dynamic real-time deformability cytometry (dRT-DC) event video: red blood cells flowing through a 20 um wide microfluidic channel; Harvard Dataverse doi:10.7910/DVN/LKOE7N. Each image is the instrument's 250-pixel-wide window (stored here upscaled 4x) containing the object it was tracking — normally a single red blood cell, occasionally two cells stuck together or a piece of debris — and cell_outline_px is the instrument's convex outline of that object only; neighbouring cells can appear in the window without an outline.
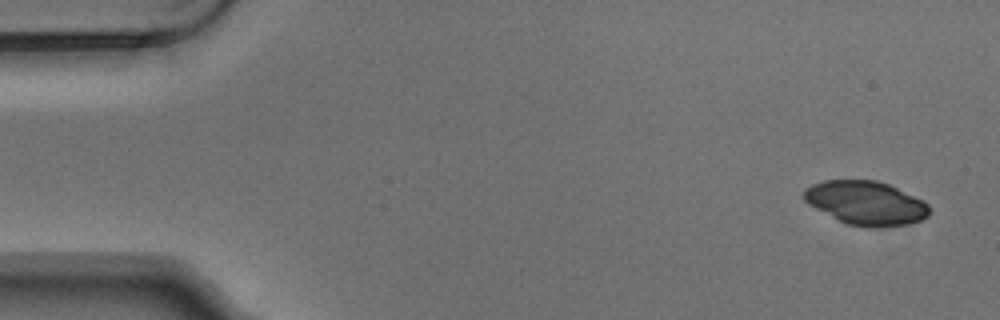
{"species": "Egyptian fruit bat (a non-hibernating species)", "species_latin": "Rousettus aegyptiacus", "temperature_condition": "warm", "stored_images_in_passage": 3, "camera_frame_rate_fps": 3000, "um_per_image_px": 0.085, "animal": {"sex": "male"}, "frame": {"image": 1, "passage_image": 1, "time_ms": 0.0, "image_size_px": [1000, 320], "cell_outline_px": [[928, 216], [920, 220], [908, 224], [872, 228], [864, 228], [848, 224], [808, 204], [804, 200], [804, 188], [812, 184], [824, 180], [876, 180], [888, 184], [924, 200], [928, 204]], "centroid_in_image_um": [73.6, 17.25], "position_along_channel_um": 11.4, "area_um2": 31.91}}
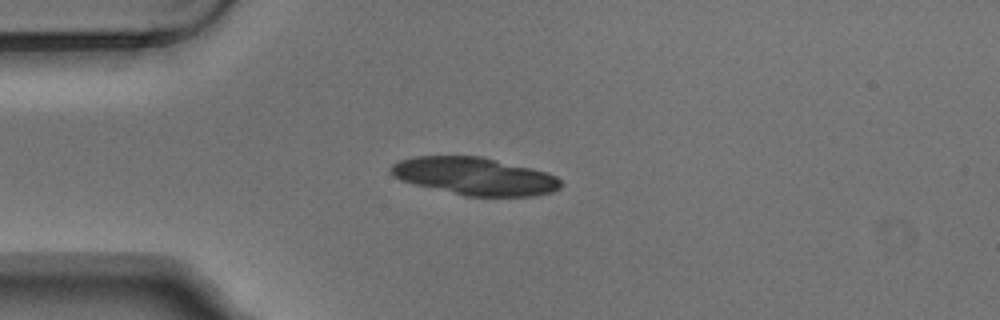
{"frame": {"image": 2, "passage_image": 3, "time_ms": 0.667, "image_size_px": [1000, 320], "cell_outline_px": [[560, 188], [552, 192], [532, 196], [464, 196], [400, 180], [392, 176], [388, 168], [392, 164], [400, 160], [416, 156], [480, 156], [544, 172], [556, 176], [560, 180]], "centroid_in_image_um": [40.29, 14.98], "position_along_channel_um": 44.7, "area_um2": 36.88}}